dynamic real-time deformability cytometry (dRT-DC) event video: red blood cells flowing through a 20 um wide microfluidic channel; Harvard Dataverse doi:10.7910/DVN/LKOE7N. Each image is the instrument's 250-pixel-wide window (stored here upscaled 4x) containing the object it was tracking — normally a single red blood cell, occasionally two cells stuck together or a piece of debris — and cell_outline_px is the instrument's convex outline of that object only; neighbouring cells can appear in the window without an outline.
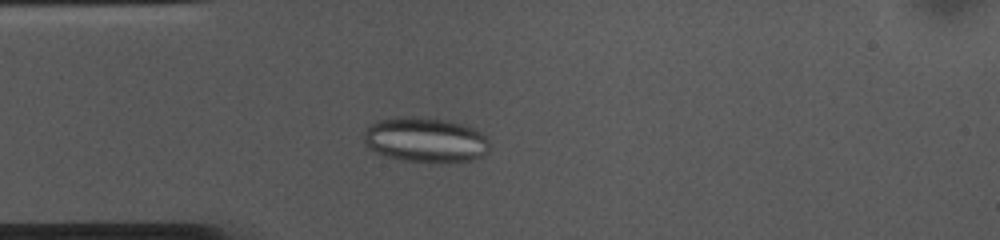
{"species": "common noctule bat (a hibernating species)", "species_latin": "Nyctalus noctula", "temperature_condition": "cold", "stored_images_in_passage": 53, "camera_frame_rate_fps": 3000, "um_per_image_px": 0.085, "animal": {"sex": "female", "body_mass_g": 10.0, "forearm_length_mm": 53.1}, "frame": {"image": 1, "passage_image": 13, "time_ms": 4.0, "image_size_px": [1000, 240], "cell_outline_px": [[488, 152], [472, 160], [404, 160], [384, 156], [368, 148], [364, 144], [364, 132], [372, 124], [380, 120], [396, 116], [416, 116], [448, 120], [464, 124], [480, 132], [488, 140]], "centroid_in_image_um": [36.12, 11.84], "position_along_channel_um": 48.9, "area_um2": 32.37}}
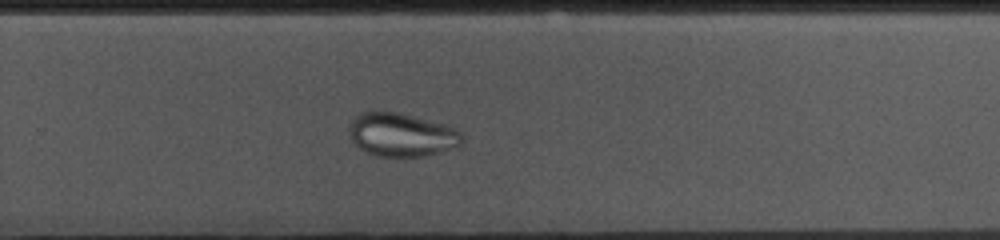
{"frame": {"image": 2, "passage_image": 34, "time_ms": 11.0, "image_size_px": [1000, 240], "cell_outline_px": [[460, 144], [456, 148], [424, 156], [376, 156], [360, 148], [352, 140], [348, 132], [348, 128], [352, 120], [360, 112], [396, 112], [412, 116], [456, 128], [460, 132]], "centroid_in_image_um": [34.1, 11.46], "position_along_channel_um": 295.7, "area_um2": 28.15}}
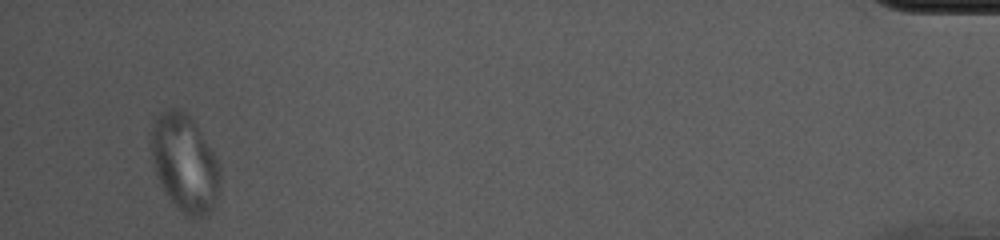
{"frame": {"image": 3, "passage_image": 51, "time_ms": 16.667, "image_size_px": [1000, 240], "cell_outline_px": [[220, 176], [216, 204], [208, 216], [196, 220], [184, 216], [160, 184], [156, 172], [152, 156], [152, 132], [156, 116], [160, 112], [172, 108], [180, 108], [196, 124], [212, 152], [216, 160], [220, 172]], "centroid_in_image_um": [15.72, 13.92], "position_along_channel_um": 419.5, "area_um2": 38.67}}